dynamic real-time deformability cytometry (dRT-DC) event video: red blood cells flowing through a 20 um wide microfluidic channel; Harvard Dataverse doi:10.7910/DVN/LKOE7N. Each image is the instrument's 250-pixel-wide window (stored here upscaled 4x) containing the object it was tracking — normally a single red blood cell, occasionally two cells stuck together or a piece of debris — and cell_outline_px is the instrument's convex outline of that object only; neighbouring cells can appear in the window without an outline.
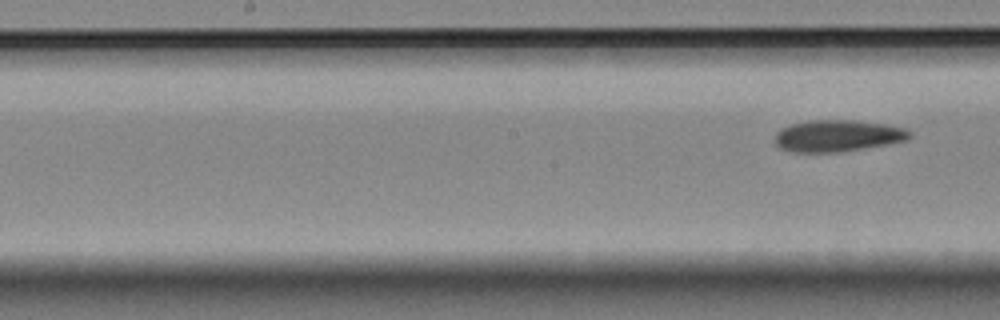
{"species": "Egyptian fruit bat (a non-hibernating species)", "species_latin": "Rousettus aegyptiacus", "temperature_condition": "room temperature", "stored_images_in_passage": 6, "camera_frame_rate_fps": 3000, "um_per_image_px": 0.085, "animal": {"sex": "female"}, "frame": {"image": 1, "passage_image": 6, "time_ms": 1.667, "image_size_px": [1000, 320], "cell_outline_px": [[912, 136], [908, 140], [888, 144], [840, 152], [792, 152], [780, 148], [776, 144], [776, 132], [780, 128], [792, 124], [808, 120], [852, 120], [888, 124], [908, 128], [912, 132]], "centroid_in_image_um": [71.25, 11.53], "position_along_channel_um": 177.0, "area_um2": 25.14}}